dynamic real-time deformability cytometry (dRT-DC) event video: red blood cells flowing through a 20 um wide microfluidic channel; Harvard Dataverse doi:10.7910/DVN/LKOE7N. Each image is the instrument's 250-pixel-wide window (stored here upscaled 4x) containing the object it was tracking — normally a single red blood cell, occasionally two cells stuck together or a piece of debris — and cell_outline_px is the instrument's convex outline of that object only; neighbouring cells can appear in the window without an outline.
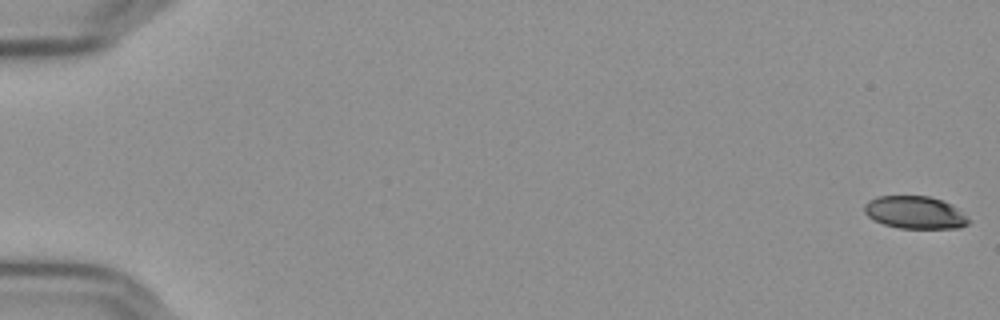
{"species": "Egyptian fruit bat (a non-hibernating species)", "species_latin": "Rousettus aegyptiacus", "temperature_condition": "cold", "stored_images_in_passage": 6, "camera_frame_rate_fps": 3000, "um_per_image_px": 0.085, "frame": {"image": 1, "passage_image": 1, "time_ms": 0.0, "image_size_px": [1000, 320], "cell_outline_px": [[968, 224], [960, 228], [900, 228], [884, 224], [868, 216], [864, 212], [864, 204], [868, 200], [876, 196], [928, 196], [952, 204], [968, 220]], "centroid_in_image_um": [77.73, 18.05], "position_along_channel_um": 7.3, "area_um2": 19.54}}
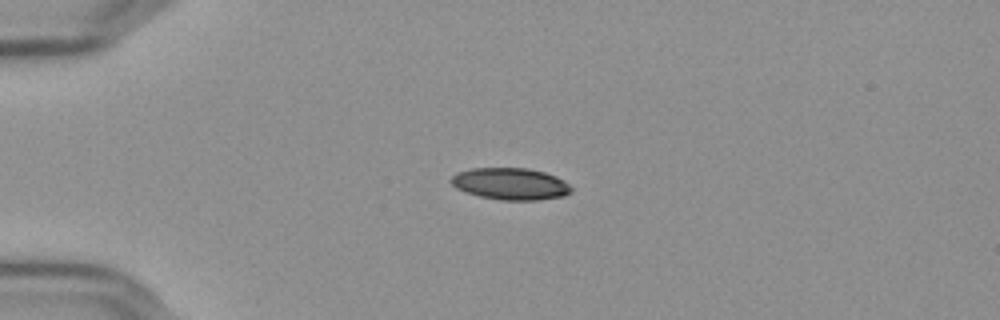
{"frame": {"image": 2, "passage_image": 5, "time_ms": 1.333, "image_size_px": [1000, 320], "cell_outline_px": [[572, 192], [564, 196], [540, 200], [500, 200], [480, 196], [456, 188], [448, 180], [456, 172], [472, 168], [528, 168], [544, 172], [556, 176], [564, 180], [572, 188]], "centroid_in_image_um": [43.4, 15.62], "position_along_channel_um": 41.6, "area_um2": 22.43}}